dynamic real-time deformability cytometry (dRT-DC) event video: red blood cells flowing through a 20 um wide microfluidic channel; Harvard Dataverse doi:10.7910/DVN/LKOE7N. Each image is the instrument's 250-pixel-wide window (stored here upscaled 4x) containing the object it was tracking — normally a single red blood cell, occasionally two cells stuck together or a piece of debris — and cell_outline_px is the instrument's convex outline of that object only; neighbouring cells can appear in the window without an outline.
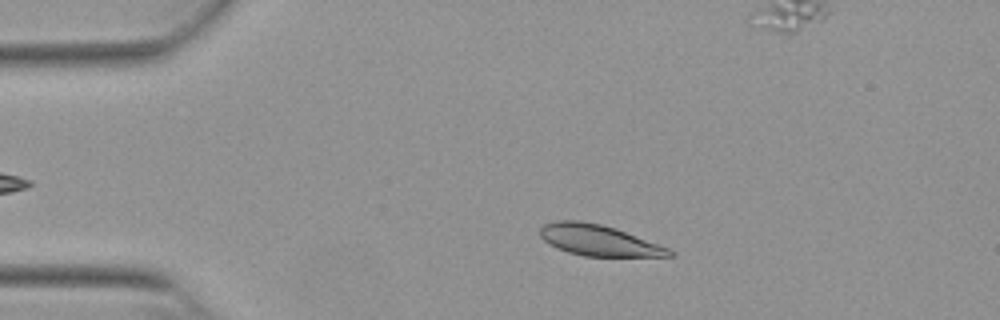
{"species": "Egyptian fruit bat (a non-hibernating species)", "species_latin": "Rousettus aegyptiacus", "temperature_condition": "warm", "stored_images_in_passage": 52, "camera_frame_rate_fps": 3000, "um_per_image_px": 0.085, "animal": {"sex": "female"}, "frame": {"image": 1, "passage_image": 9, "time_ms": 2.667, "image_size_px": [1000, 320], "cell_outline_px": [[676, 256], [584, 256], [568, 252], [556, 248], [548, 244], [540, 236], [540, 228], [544, 224], [556, 220], [580, 220], [600, 224], [616, 228], [668, 248], [676, 252]], "centroid_in_image_um": [50.86, 20.42], "position_along_channel_um": 34.1, "area_um2": 23.29}}
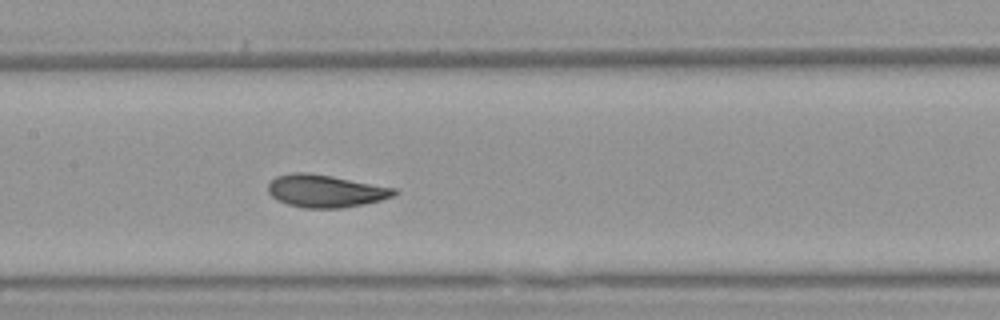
{"frame": {"image": 2, "passage_image": 24, "time_ms": 7.667, "image_size_px": [1000, 320], "cell_outline_px": [[400, 192], [392, 196], [380, 200], [364, 204], [344, 208], [304, 208], [288, 204], [276, 200], [268, 192], [268, 184], [276, 176], [292, 172], [304, 172], [332, 176], [396, 188]], "centroid_in_image_um": [27.66, 16.23], "position_along_channel_um": 179.7, "area_um2": 23.99}}
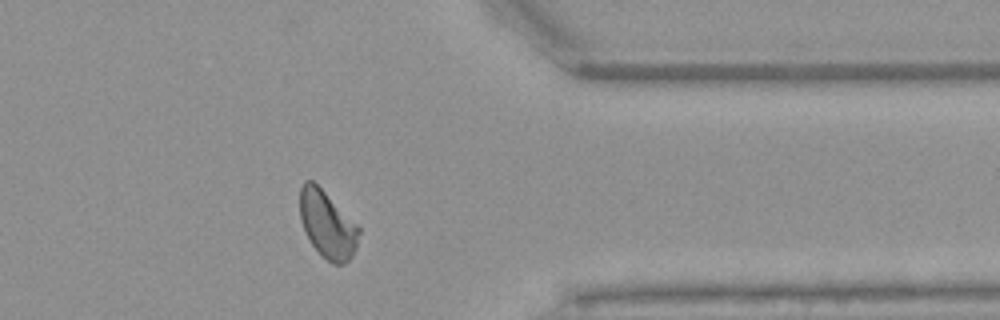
{"frame": {"image": 3, "passage_image": 41, "time_ms": 13.333, "image_size_px": [1000, 320], "cell_outline_px": [[360, 232], [356, 248], [352, 256], [344, 264], [332, 264], [312, 244], [300, 220], [300, 188], [304, 180], [312, 180], [360, 228]], "centroid_in_image_um": [27.82, 19.09], "position_along_channel_um": 383.6, "area_um2": 22.48}, "authors_computed_cell_mechanics": {"area_um2": 23.6402, "velocity_mm_per_s": 3.8288, "shape_relaxation_time_tau1_ms": 2.3773, "shape_relaxation_time_tau2_ms": 0.7074, "deformation_change_tau1": 0.1291, "deformation_change_tau2": 0.0498}}